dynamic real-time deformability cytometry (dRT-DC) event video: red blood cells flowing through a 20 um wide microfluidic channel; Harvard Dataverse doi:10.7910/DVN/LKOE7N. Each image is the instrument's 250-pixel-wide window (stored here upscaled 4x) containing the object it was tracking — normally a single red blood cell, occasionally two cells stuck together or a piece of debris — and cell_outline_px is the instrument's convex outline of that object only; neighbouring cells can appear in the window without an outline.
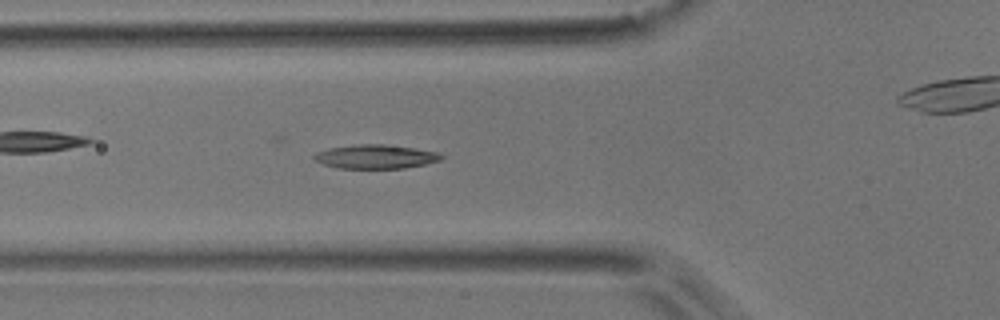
{"species": "common noctule bat (a hibernating species)", "species_latin": "Nyctalus noctula", "temperature_condition": "room temperature", "stored_images_in_passage": 51, "camera_frame_rate_fps": 3000, "um_per_image_px": 0.085, "animal": {"sex": "male", "body_mass_g": 17.9}, "frame": {"image": 1, "passage_image": 17, "time_ms": 5.333, "image_size_px": [1000, 320], "cell_outline_px": [[444, 156], [440, 160], [424, 164], [404, 168], [336, 168], [324, 164], [316, 160], [312, 156], [316, 152], [328, 148], [352, 144], [384, 144], [416, 148], [440, 152]], "centroid_in_image_um": [31.93, 13.3], "position_along_channel_um": 93.9, "area_um2": 17.86}}
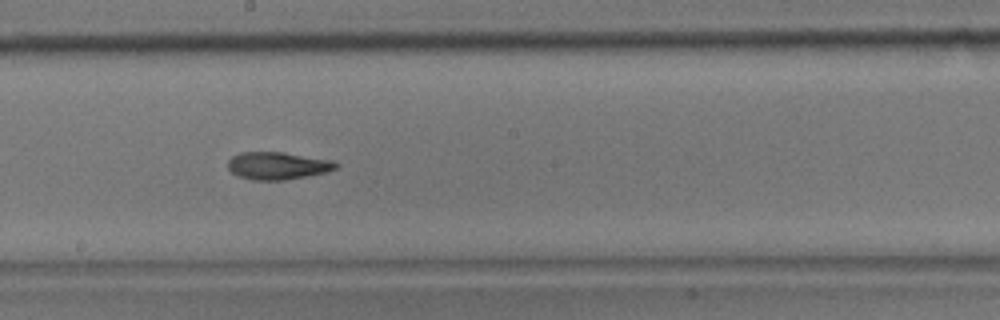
{"frame": {"image": 2, "passage_image": 27, "time_ms": 8.667, "image_size_px": [1000, 320], "cell_outline_px": [[340, 164], [336, 168], [328, 172], [308, 176], [284, 180], [252, 180], [240, 176], [232, 172], [228, 168], [228, 160], [232, 156], [240, 152], [284, 152], [332, 160]], "centroid_in_image_um": [23.62, 14.08], "position_along_channel_um": 224.6, "area_um2": 17.4}}
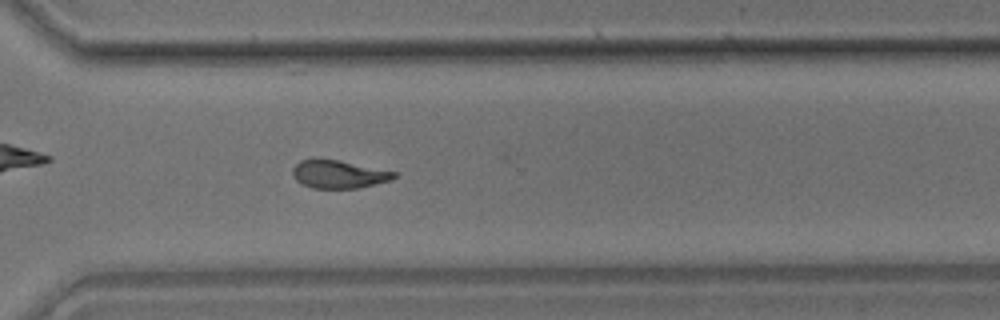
{"frame": {"image": 3, "passage_image": 36, "time_ms": 11.667, "image_size_px": [1000, 320], "cell_outline_px": [[396, 176], [392, 180], [360, 188], [312, 188], [300, 184], [296, 180], [292, 172], [292, 168], [300, 160], [336, 160], [396, 172]], "centroid_in_image_um": [28.78, 14.84], "position_along_channel_um": 341.8, "area_um2": 16.3}, "authors_computed_cell_mechanics": {"area_um2": 17.5712, "velocity_mm_per_s": 3.9111, "shape_relaxation_time_tau1_ms": 5.9135, "shape_relaxation_time_tau2_ms": null, "deformation_change_tau1": 0.169, "deformation_change_tau2": null}}